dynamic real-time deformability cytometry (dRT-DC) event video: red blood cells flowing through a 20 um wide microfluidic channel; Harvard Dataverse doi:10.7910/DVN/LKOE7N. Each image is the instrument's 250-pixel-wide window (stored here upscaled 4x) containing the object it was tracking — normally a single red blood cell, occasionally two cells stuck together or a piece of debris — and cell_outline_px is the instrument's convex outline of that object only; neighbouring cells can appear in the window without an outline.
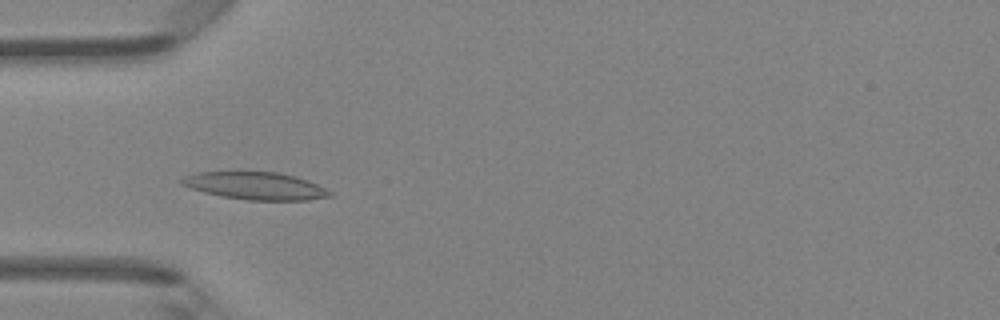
{"species": "Egyptian fruit bat (a non-hibernating species)", "species_latin": "Rousettus aegyptiacus", "temperature_condition": "room temperature", "stored_images_in_passage": 47, "camera_frame_rate_fps": 3000, "um_per_image_px": 0.085, "animal": {"sex": "female"}, "frame": {"image": 1, "passage_image": 15, "time_ms": 4.667, "image_size_px": [1000, 320], "cell_outline_px": [[332, 196], [308, 200], [248, 200], [224, 196], [204, 192], [180, 184], [180, 180], [184, 176], [196, 172], [276, 172], [296, 176], [308, 180], [332, 192]], "centroid_in_image_um": [21.72, 15.79], "position_along_channel_um": 63.3, "area_um2": 23.52}}
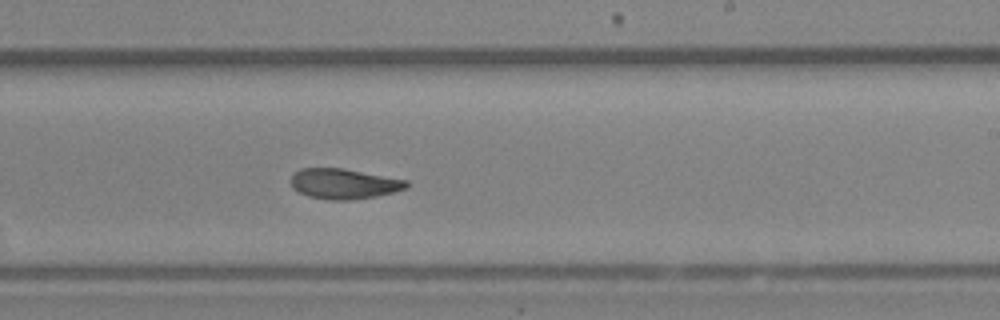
{"frame": {"image": 2, "passage_image": 29, "time_ms": 9.333, "image_size_px": [1000, 320], "cell_outline_px": [[408, 188], [376, 196], [348, 200], [332, 200], [308, 196], [292, 188], [288, 180], [300, 168], [344, 168], [408, 180]], "centroid_in_image_um": [29.21, 15.61], "position_along_channel_um": 259.8, "area_um2": 20.46}}
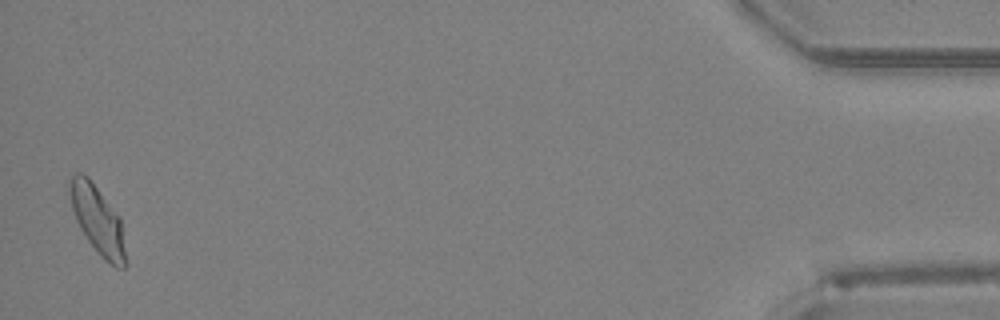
{"frame": {"image": 3, "passage_image": 47, "time_ms": 15.333, "image_size_px": [1000, 320], "cell_outline_px": [[128, 264], [124, 268], [116, 268], [104, 260], [100, 256], [88, 240], [80, 228], [76, 220], [72, 208], [68, 192], [68, 180], [76, 172], [84, 172], [88, 176], [120, 216]], "centroid_in_image_um": [8.3, 18.69], "position_along_channel_um": 426.9, "area_um2": 22.66}, "authors_computed_cell_mechanics": {"area_um2": 21.675, "velocity_mm_per_s": 4.2519, "shape_relaxation_time_tau1_ms": null, "shape_relaxation_time_tau2_ms": 2.5367, "deformation_change_tau1": null, "deformation_change_tau2": 0.0809}}